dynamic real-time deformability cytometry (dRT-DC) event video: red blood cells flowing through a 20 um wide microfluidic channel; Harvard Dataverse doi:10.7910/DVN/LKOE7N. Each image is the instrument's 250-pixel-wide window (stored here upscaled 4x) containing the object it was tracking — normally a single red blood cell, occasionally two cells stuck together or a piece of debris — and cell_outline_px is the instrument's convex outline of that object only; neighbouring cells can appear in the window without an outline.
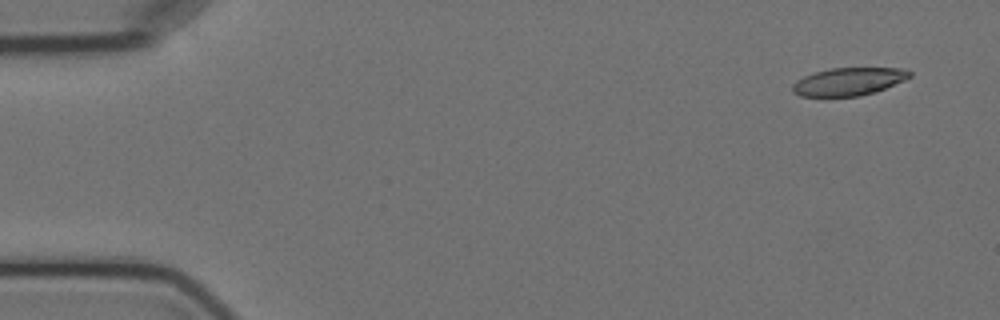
{"species": "Egyptian fruit bat (a non-hibernating species)", "species_latin": "Rousettus aegyptiacus", "temperature_condition": "cold", "stored_images_in_passage": 5, "camera_frame_rate_fps": 3000, "um_per_image_px": 0.085, "animal": {"sex": "female"}, "frame": {"image": 1, "passage_image": 1, "time_ms": 0.0, "image_size_px": [1000, 320], "cell_outline_px": [[912, 76], [904, 80], [876, 92], [860, 96], [800, 96], [792, 92], [792, 84], [796, 80], [804, 76], [816, 72], [832, 68], [904, 68], [912, 72]], "centroid_in_image_um": [72.14, 6.93], "position_along_channel_um": 12.9, "area_um2": 19.02}}
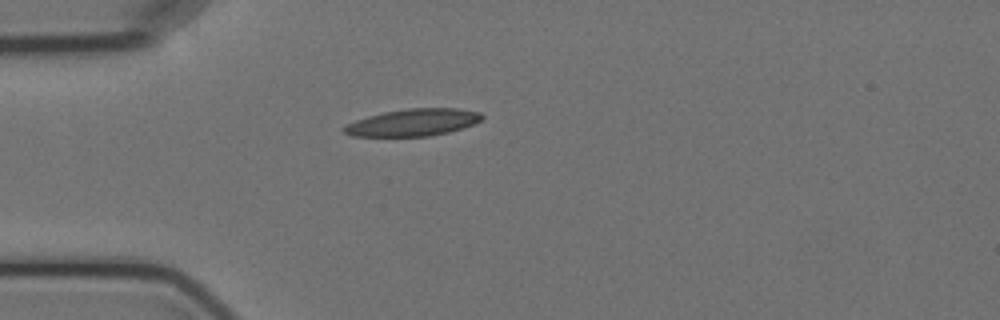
{"frame": {"image": 2, "passage_image": 4, "time_ms": 4.0, "image_size_px": [1000, 320], "cell_outline_px": [[484, 116], [480, 120], [472, 124], [448, 132], [428, 136], [352, 136], [344, 132], [340, 128], [356, 120], [368, 116], [384, 112], [408, 108], [456, 108], [480, 112]], "centroid_in_image_um": [35.08, 10.4], "position_along_channel_um": 49.9, "area_um2": 21.56}}